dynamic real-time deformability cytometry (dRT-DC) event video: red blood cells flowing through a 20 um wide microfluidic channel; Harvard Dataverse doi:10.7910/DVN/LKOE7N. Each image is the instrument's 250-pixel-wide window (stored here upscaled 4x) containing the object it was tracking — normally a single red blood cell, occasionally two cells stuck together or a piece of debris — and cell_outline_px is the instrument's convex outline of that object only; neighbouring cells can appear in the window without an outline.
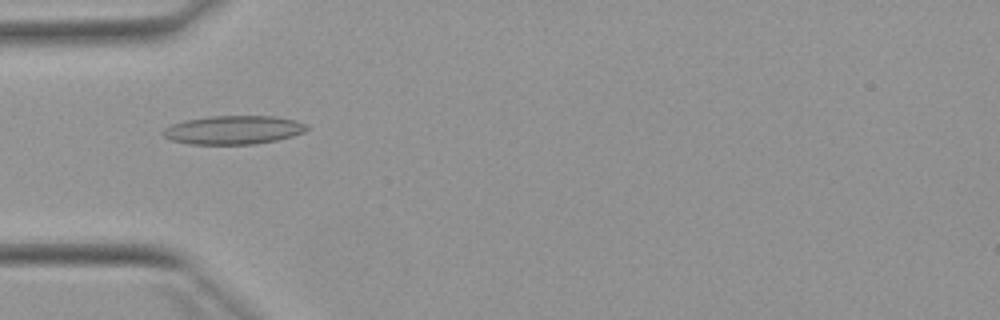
{"species": "Egyptian fruit bat (a non-hibernating species)", "species_latin": "Rousettus aegyptiacus", "temperature_condition": "warm", "stored_images_in_passage": 52, "camera_frame_rate_fps": 3000, "um_per_image_px": 0.085, "animal": {"sex": "female"}, "frame": {"image": 1, "passage_image": 16, "time_ms": 5.0, "image_size_px": [1000, 320], "cell_outline_px": [[308, 128], [304, 132], [292, 136], [276, 140], [252, 144], [188, 144], [172, 140], [164, 136], [160, 132], [164, 128], [172, 124], [184, 120], [212, 116], [276, 116], [296, 120], [308, 124]], "centroid_in_image_um": [19.84, 11.04], "position_along_channel_um": 65.2, "area_um2": 24.04}}
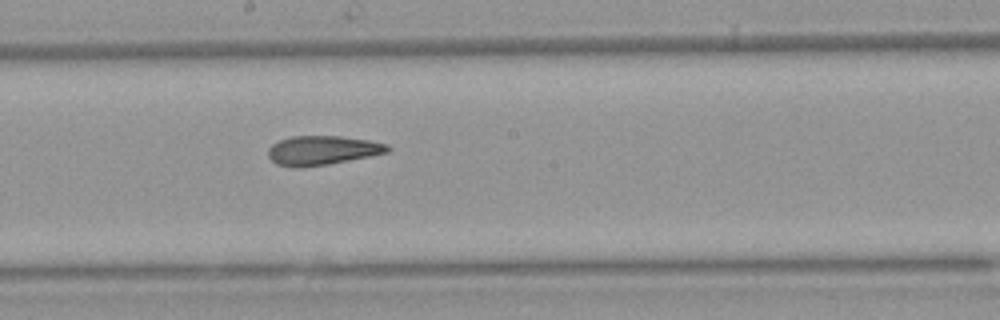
{"frame": {"image": 2, "passage_image": 28, "time_ms": 9.0, "image_size_px": [1000, 320], "cell_outline_px": [[392, 148], [388, 152], [328, 164], [300, 168], [296, 168], [276, 164], [268, 156], [268, 148], [272, 144], [280, 140], [292, 136], [340, 136], [368, 140], [388, 144]], "centroid_in_image_um": [27.38, 12.78], "position_along_channel_um": 220.8, "area_um2": 20.29}}
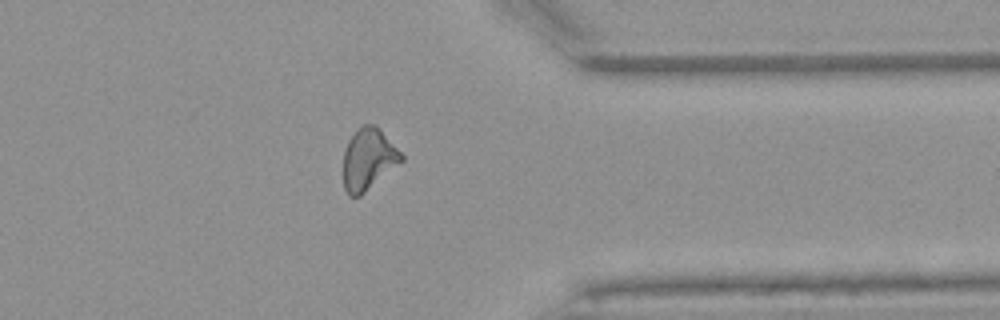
{"frame": {"image": 3, "passage_image": 41, "time_ms": 13.333, "image_size_px": [1000, 320], "cell_outline_px": [[404, 160], [360, 196], [348, 196], [344, 188], [344, 148], [348, 140], [364, 124], [376, 124], [404, 156]], "centroid_in_image_um": [31.31, 13.53], "position_along_channel_um": 380.1, "area_um2": 20.63}, "authors_computed_cell_mechanics": {"area_um2": 20.9814, "velocity_mm_per_s": 3.9062, "shape_relaxation_time_tau1_ms": null, "shape_relaxation_time_tau2_ms": 2.2668, "deformation_change_tau1": null, "deformation_change_tau2": 0.1055}}